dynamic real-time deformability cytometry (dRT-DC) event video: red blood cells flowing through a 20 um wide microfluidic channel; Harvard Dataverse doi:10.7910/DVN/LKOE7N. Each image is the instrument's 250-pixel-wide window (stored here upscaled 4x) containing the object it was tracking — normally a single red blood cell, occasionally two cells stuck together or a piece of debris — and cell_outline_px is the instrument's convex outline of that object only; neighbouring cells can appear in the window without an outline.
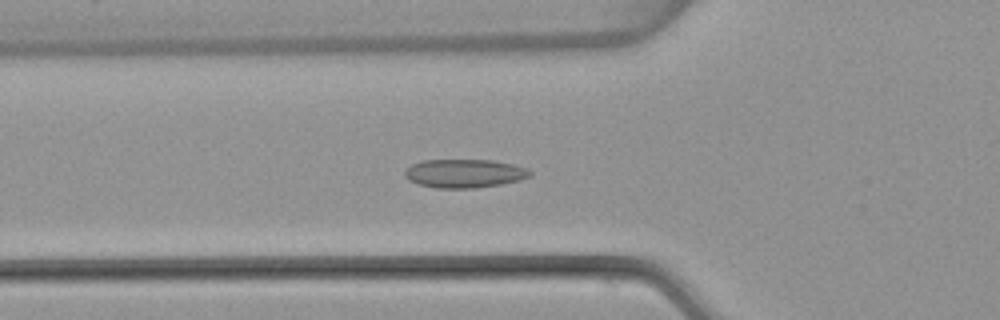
{"species": "common noctule bat (a hibernating species)", "species_latin": "Nyctalus noctula", "temperature_condition": "warm", "stored_images_in_passage": 54, "camera_frame_rate_fps": 3000, "um_per_image_px": 0.085, "animal": {"sex": "female", "body_mass_g": 22.7, "forearm_length_mm": 54.2}, "frame": {"image": 1, "passage_image": 19, "time_ms": 6.0, "image_size_px": [1000, 320], "cell_outline_px": [[532, 172], [528, 176], [520, 180], [500, 184], [476, 188], [436, 188], [420, 184], [408, 180], [404, 176], [404, 172], [412, 164], [424, 160], [492, 160], [512, 164], [528, 168]], "centroid_in_image_um": [39.47, 14.74], "position_along_channel_um": 86.3, "area_um2": 20.75}}
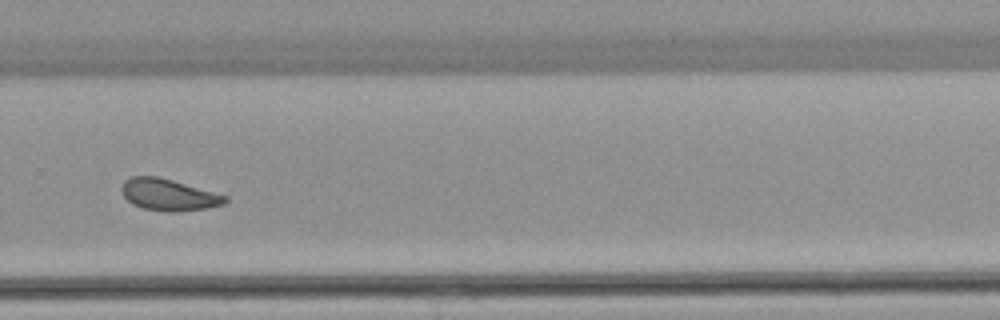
{"frame": {"image": 2, "passage_image": 37, "time_ms": 12.0, "image_size_px": [1000, 320], "cell_outline_px": [[228, 200], [224, 204], [208, 208], [172, 212], [168, 212], [144, 208], [132, 204], [124, 196], [120, 188], [124, 180], [132, 176], [156, 176], [172, 180], [228, 196]], "centroid_in_image_um": [14.32, 16.55], "position_along_channel_um": 315.5, "area_um2": 19.02}}
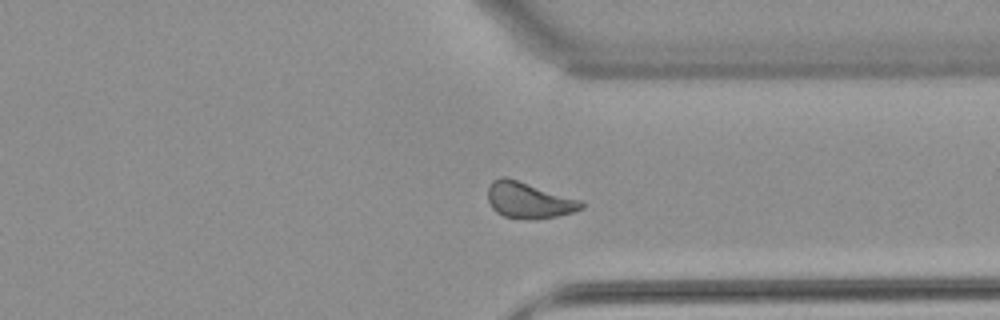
{"frame": {"image": 3, "passage_image": 41, "time_ms": 13.333, "image_size_px": [1000, 320], "cell_outline_px": [[584, 208], [572, 212], [556, 216], [528, 220], [524, 220], [504, 216], [496, 212], [492, 208], [488, 200], [488, 184], [492, 180], [500, 176], [504, 176], [580, 200], [584, 204]], "centroid_in_image_um": [44.9, 17.02], "position_along_channel_um": 366.5, "area_um2": 19.54}, "authors_computed_cell_mechanics": {"area_um2": 19.7387, "velocity_mm_per_s": 3.8157, "shape_relaxation_time_tau1_ms": 8.3316, "shape_relaxation_time_tau2_ms": 2.3365, "deformation_change_tau1": 0.1371, "deformation_change_tau2": 0.0579}}